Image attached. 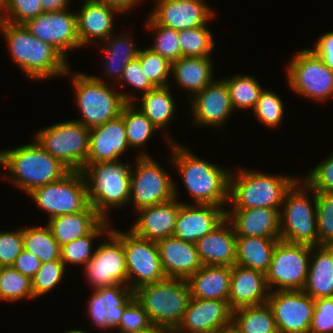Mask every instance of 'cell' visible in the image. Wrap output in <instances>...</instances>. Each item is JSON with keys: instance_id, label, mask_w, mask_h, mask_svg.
I'll list each match as a JSON object with an SVG mask.
<instances>
[{"instance_id": "obj_1", "label": "cell", "mask_w": 333, "mask_h": 333, "mask_svg": "<svg viewBox=\"0 0 333 333\" xmlns=\"http://www.w3.org/2000/svg\"><path fill=\"white\" fill-rule=\"evenodd\" d=\"M13 61L29 78L47 79L68 74L67 59L52 45L32 35L23 24L0 21Z\"/></svg>"}, {"instance_id": "obj_2", "label": "cell", "mask_w": 333, "mask_h": 333, "mask_svg": "<svg viewBox=\"0 0 333 333\" xmlns=\"http://www.w3.org/2000/svg\"><path fill=\"white\" fill-rule=\"evenodd\" d=\"M166 138L169 139L173 152L170 161L177 167L183 184L195 204L224 206L229 201L230 170L206 162L186 147L174 142L172 137Z\"/></svg>"}, {"instance_id": "obj_3", "label": "cell", "mask_w": 333, "mask_h": 333, "mask_svg": "<svg viewBox=\"0 0 333 333\" xmlns=\"http://www.w3.org/2000/svg\"><path fill=\"white\" fill-rule=\"evenodd\" d=\"M2 166L15 186L30 193L37 187L56 182L71 170L62 162L45 151L35 140L15 149L2 151Z\"/></svg>"}, {"instance_id": "obj_4", "label": "cell", "mask_w": 333, "mask_h": 333, "mask_svg": "<svg viewBox=\"0 0 333 333\" xmlns=\"http://www.w3.org/2000/svg\"><path fill=\"white\" fill-rule=\"evenodd\" d=\"M132 165L121 160L85 165L81 170L90 205L103 218L107 211L129 203ZM110 208V209H109Z\"/></svg>"}, {"instance_id": "obj_5", "label": "cell", "mask_w": 333, "mask_h": 333, "mask_svg": "<svg viewBox=\"0 0 333 333\" xmlns=\"http://www.w3.org/2000/svg\"><path fill=\"white\" fill-rule=\"evenodd\" d=\"M237 175L230 174L229 201L232 209L267 207L279 209L286 192L300 178L258 173L242 168ZM235 175V177H233ZM280 206V207H279Z\"/></svg>"}, {"instance_id": "obj_6", "label": "cell", "mask_w": 333, "mask_h": 333, "mask_svg": "<svg viewBox=\"0 0 333 333\" xmlns=\"http://www.w3.org/2000/svg\"><path fill=\"white\" fill-rule=\"evenodd\" d=\"M134 298L146 311L152 325L177 329L191 298L187 280L166 278L134 291Z\"/></svg>"}, {"instance_id": "obj_7", "label": "cell", "mask_w": 333, "mask_h": 333, "mask_svg": "<svg viewBox=\"0 0 333 333\" xmlns=\"http://www.w3.org/2000/svg\"><path fill=\"white\" fill-rule=\"evenodd\" d=\"M72 77L78 109L83 115L76 121L89 129L118 117L123 106L136 99L126 93L113 92L99 77L84 73H76Z\"/></svg>"}, {"instance_id": "obj_8", "label": "cell", "mask_w": 333, "mask_h": 333, "mask_svg": "<svg viewBox=\"0 0 333 333\" xmlns=\"http://www.w3.org/2000/svg\"><path fill=\"white\" fill-rule=\"evenodd\" d=\"M301 181L303 184L297 180L285 194L282 203V207L285 209L283 208V212L279 213L280 238L290 243L317 246L319 245V238L316 192L312 190L305 181ZM298 184H302L304 187ZM308 192H312L313 194V204L310 203L311 200L307 196L308 194H305Z\"/></svg>"}, {"instance_id": "obj_9", "label": "cell", "mask_w": 333, "mask_h": 333, "mask_svg": "<svg viewBox=\"0 0 333 333\" xmlns=\"http://www.w3.org/2000/svg\"><path fill=\"white\" fill-rule=\"evenodd\" d=\"M90 129L75 120L38 130L36 141L71 171H81L88 157Z\"/></svg>"}, {"instance_id": "obj_10", "label": "cell", "mask_w": 333, "mask_h": 333, "mask_svg": "<svg viewBox=\"0 0 333 333\" xmlns=\"http://www.w3.org/2000/svg\"><path fill=\"white\" fill-rule=\"evenodd\" d=\"M28 195L39 209L49 213L48 219L86 211L91 206L81 171H70L62 179L37 187Z\"/></svg>"}, {"instance_id": "obj_11", "label": "cell", "mask_w": 333, "mask_h": 333, "mask_svg": "<svg viewBox=\"0 0 333 333\" xmlns=\"http://www.w3.org/2000/svg\"><path fill=\"white\" fill-rule=\"evenodd\" d=\"M131 170L130 201L134 209L162 204L174 197L177 199L176 186L164 169L148 155L140 152Z\"/></svg>"}, {"instance_id": "obj_12", "label": "cell", "mask_w": 333, "mask_h": 333, "mask_svg": "<svg viewBox=\"0 0 333 333\" xmlns=\"http://www.w3.org/2000/svg\"><path fill=\"white\" fill-rule=\"evenodd\" d=\"M312 246L278 240L265 273L270 290H302L305 286Z\"/></svg>"}, {"instance_id": "obj_13", "label": "cell", "mask_w": 333, "mask_h": 333, "mask_svg": "<svg viewBox=\"0 0 333 333\" xmlns=\"http://www.w3.org/2000/svg\"><path fill=\"white\" fill-rule=\"evenodd\" d=\"M292 58L287 79L295 92L317 102L333 96V70L312 49H302Z\"/></svg>"}, {"instance_id": "obj_14", "label": "cell", "mask_w": 333, "mask_h": 333, "mask_svg": "<svg viewBox=\"0 0 333 333\" xmlns=\"http://www.w3.org/2000/svg\"><path fill=\"white\" fill-rule=\"evenodd\" d=\"M123 242L126 256L127 284L135 291L139 287L166 279L157 243L129 232L112 229ZM132 278V280H131Z\"/></svg>"}, {"instance_id": "obj_15", "label": "cell", "mask_w": 333, "mask_h": 333, "mask_svg": "<svg viewBox=\"0 0 333 333\" xmlns=\"http://www.w3.org/2000/svg\"><path fill=\"white\" fill-rule=\"evenodd\" d=\"M108 241L100 243L86 263L85 275L93 289L127 285L126 256L122 239L111 229Z\"/></svg>"}, {"instance_id": "obj_16", "label": "cell", "mask_w": 333, "mask_h": 333, "mask_svg": "<svg viewBox=\"0 0 333 333\" xmlns=\"http://www.w3.org/2000/svg\"><path fill=\"white\" fill-rule=\"evenodd\" d=\"M267 304L279 333H308L315 300L303 290H272Z\"/></svg>"}, {"instance_id": "obj_17", "label": "cell", "mask_w": 333, "mask_h": 333, "mask_svg": "<svg viewBox=\"0 0 333 333\" xmlns=\"http://www.w3.org/2000/svg\"><path fill=\"white\" fill-rule=\"evenodd\" d=\"M68 9L58 12H43L23 25L39 40L56 48L65 58L68 50L80 48L77 35L76 13Z\"/></svg>"}, {"instance_id": "obj_18", "label": "cell", "mask_w": 333, "mask_h": 333, "mask_svg": "<svg viewBox=\"0 0 333 333\" xmlns=\"http://www.w3.org/2000/svg\"><path fill=\"white\" fill-rule=\"evenodd\" d=\"M233 310L228 301L190 298L177 333H222L232 327Z\"/></svg>"}, {"instance_id": "obj_19", "label": "cell", "mask_w": 333, "mask_h": 333, "mask_svg": "<svg viewBox=\"0 0 333 333\" xmlns=\"http://www.w3.org/2000/svg\"><path fill=\"white\" fill-rule=\"evenodd\" d=\"M150 17L176 31L207 25L214 12L203 0H157Z\"/></svg>"}, {"instance_id": "obj_20", "label": "cell", "mask_w": 333, "mask_h": 333, "mask_svg": "<svg viewBox=\"0 0 333 333\" xmlns=\"http://www.w3.org/2000/svg\"><path fill=\"white\" fill-rule=\"evenodd\" d=\"M225 218L226 210L223 206L187 204L179 201V214L173 236L185 242L196 243Z\"/></svg>"}, {"instance_id": "obj_21", "label": "cell", "mask_w": 333, "mask_h": 333, "mask_svg": "<svg viewBox=\"0 0 333 333\" xmlns=\"http://www.w3.org/2000/svg\"><path fill=\"white\" fill-rule=\"evenodd\" d=\"M194 124L220 127L235 109L232 106L226 82L213 80L192 97Z\"/></svg>"}, {"instance_id": "obj_22", "label": "cell", "mask_w": 333, "mask_h": 333, "mask_svg": "<svg viewBox=\"0 0 333 333\" xmlns=\"http://www.w3.org/2000/svg\"><path fill=\"white\" fill-rule=\"evenodd\" d=\"M129 148L123 116L90 128L88 157L85 165L117 161Z\"/></svg>"}, {"instance_id": "obj_23", "label": "cell", "mask_w": 333, "mask_h": 333, "mask_svg": "<svg viewBox=\"0 0 333 333\" xmlns=\"http://www.w3.org/2000/svg\"><path fill=\"white\" fill-rule=\"evenodd\" d=\"M156 243L167 278L187 280L202 267L196 243L185 242L175 236Z\"/></svg>"}, {"instance_id": "obj_24", "label": "cell", "mask_w": 333, "mask_h": 333, "mask_svg": "<svg viewBox=\"0 0 333 333\" xmlns=\"http://www.w3.org/2000/svg\"><path fill=\"white\" fill-rule=\"evenodd\" d=\"M137 222L130 228L136 236L158 242L173 236L179 214V201L174 197L168 202L141 208Z\"/></svg>"}, {"instance_id": "obj_25", "label": "cell", "mask_w": 333, "mask_h": 333, "mask_svg": "<svg viewBox=\"0 0 333 333\" xmlns=\"http://www.w3.org/2000/svg\"><path fill=\"white\" fill-rule=\"evenodd\" d=\"M269 294L264 273L237 264L231 267L228 302L233 311L242 307L265 304Z\"/></svg>"}, {"instance_id": "obj_26", "label": "cell", "mask_w": 333, "mask_h": 333, "mask_svg": "<svg viewBox=\"0 0 333 333\" xmlns=\"http://www.w3.org/2000/svg\"><path fill=\"white\" fill-rule=\"evenodd\" d=\"M230 210V211H229ZM280 209H226L237 237L280 238Z\"/></svg>"}, {"instance_id": "obj_27", "label": "cell", "mask_w": 333, "mask_h": 333, "mask_svg": "<svg viewBox=\"0 0 333 333\" xmlns=\"http://www.w3.org/2000/svg\"><path fill=\"white\" fill-rule=\"evenodd\" d=\"M229 223L225 218L215 229L196 242L202 265L232 267L236 263L237 236L232 223Z\"/></svg>"}, {"instance_id": "obj_28", "label": "cell", "mask_w": 333, "mask_h": 333, "mask_svg": "<svg viewBox=\"0 0 333 333\" xmlns=\"http://www.w3.org/2000/svg\"><path fill=\"white\" fill-rule=\"evenodd\" d=\"M120 13L116 8L97 0L84 1L76 13L77 35L80 47L94 43V39L106 40L114 31V14Z\"/></svg>"}, {"instance_id": "obj_29", "label": "cell", "mask_w": 333, "mask_h": 333, "mask_svg": "<svg viewBox=\"0 0 333 333\" xmlns=\"http://www.w3.org/2000/svg\"><path fill=\"white\" fill-rule=\"evenodd\" d=\"M192 298L204 300H229L231 267L202 265L187 279Z\"/></svg>"}, {"instance_id": "obj_30", "label": "cell", "mask_w": 333, "mask_h": 333, "mask_svg": "<svg viewBox=\"0 0 333 333\" xmlns=\"http://www.w3.org/2000/svg\"><path fill=\"white\" fill-rule=\"evenodd\" d=\"M302 290L314 300L333 296V245L312 246L309 271Z\"/></svg>"}, {"instance_id": "obj_31", "label": "cell", "mask_w": 333, "mask_h": 333, "mask_svg": "<svg viewBox=\"0 0 333 333\" xmlns=\"http://www.w3.org/2000/svg\"><path fill=\"white\" fill-rule=\"evenodd\" d=\"M210 57H181L171 64V73L177 85L192 92V97L214 80Z\"/></svg>"}, {"instance_id": "obj_32", "label": "cell", "mask_w": 333, "mask_h": 333, "mask_svg": "<svg viewBox=\"0 0 333 333\" xmlns=\"http://www.w3.org/2000/svg\"><path fill=\"white\" fill-rule=\"evenodd\" d=\"M103 218L90 206L86 211L60 215L48 220L52 235L62 246L89 234Z\"/></svg>"}, {"instance_id": "obj_33", "label": "cell", "mask_w": 333, "mask_h": 333, "mask_svg": "<svg viewBox=\"0 0 333 333\" xmlns=\"http://www.w3.org/2000/svg\"><path fill=\"white\" fill-rule=\"evenodd\" d=\"M281 238L237 237L236 263L266 273Z\"/></svg>"}, {"instance_id": "obj_34", "label": "cell", "mask_w": 333, "mask_h": 333, "mask_svg": "<svg viewBox=\"0 0 333 333\" xmlns=\"http://www.w3.org/2000/svg\"><path fill=\"white\" fill-rule=\"evenodd\" d=\"M232 328L238 333H279L267 303L234 310Z\"/></svg>"}, {"instance_id": "obj_35", "label": "cell", "mask_w": 333, "mask_h": 333, "mask_svg": "<svg viewBox=\"0 0 333 333\" xmlns=\"http://www.w3.org/2000/svg\"><path fill=\"white\" fill-rule=\"evenodd\" d=\"M139 109L160 130L172 120L175 103L168 86L155 87L142 94Z\"/></svg>"}, {"instance_id": "obj_36", "label": "cell", "mask_w": 333, "mask_h": 333, "mask_svg": "<svg viewBox=\"0 0 333 333\" xmlns=\"http://www.w3.org/2000/svg\"><path fill=\"white\" fill-rule=\"evenodd\" d=\"M103 48L106 58V72L111 77L120 80L123 75L124 68L128 63L138 57L140 49H136V44L127 35L118 38L110 35L105 41ZM106 44H108L106 46Z\"/></svg>"}, {"instance_id": "obj_37", "label": "cell", "mask_w": 333, "mask_h": 333, "mask_svg": "<svg viewBox=\"0 0 333 333\" xmlns=\"http://www.w3.org/2000/svg\"><path fill=\"white\" fill-rule=\"evenodd\" d=\"M24 250L37 256L41 263L61 259V246L54 239L50 227L23 228Z\"/></svg>"}, {"instance_id": "obj_38", "label": "cell", "mask_w": 333, "mask_h": 333, "mask_svg": "<svg viewBox=\"0 0 333 333\" xmlns=\"http://www.w3.org/2000/svg\"><path fill=\"white\" fill-rule=\"evenodd\" d=\"M121 115L124 119L126 138L130 148H142L153 132L159 130L134 102H127L122 108Z\"/></svg>"}, {"instance_id": "obj_39", "label": "cell", "mask_w": 333, "mask_h": 333, "mask_svg": "<svg viewBox=\"0 0 333 333\" xmlns=\"http://www.w3.org/2000/svg\"><path fill=\"white\" fill-rule=\"evenodd\" d=\"M108 219H103L89 234L61 246V260L66 264L86 265L93 257V241L99 235H106L111 230L107 224ZM110 228V229H109Z\"/></svg>"}, {"instance_id": "obj_40", "label": "cell", "mask_w": 333, "mask_h": 333, "mask_svg": "<svg viewBox=\"0 0 333 333\" xmlns=\"http://www.w3.org/2000/svg\"><path fill=\"white\" fill-rule=\"evenodd\" d=\"M229 90L233 108H255L261 91L264 89L254 77L236 75L223 79Z\"/></svg>"}, {"instance_id": "obj_41", "label": "cell", "mask_w": 333, "mask_h": 333, "mask_svg": "<svg viewBox=\"0 0 333 333\" xmlns=\"http://www.w3.org/2000/svg\"><path fill=\"white\" fill-rule=\"evenodd\" d=\"M182 57H206L213 51L215 42L207 25L178 31Z\"/></svg>"}, {"instance_id": "obj_42", "label": "cell", "mask_w": 333, "mask_h": 333, "mask_svg": "<svg viewBox=\"0 0 333 333\" xmlns=\"http://www.w3.org/2000/svg\"><path fill=\"white\" fill-rule=\"evenodd\" d=\"M24 298L34 299L31 279L12 266L0 270V300L15 302Z\"/></svg>"}, {"instance_id": "obj_43", "label": "cell", "mask_w": 333, "mask_h": 333, "mask_svg": "<svg viewBox=\"0 0 333 333\" xmlns=\"http://www.w3.org/2000/svg\"><path fill=\"white\" fill-rule=\"evenodd\" d=\"M147 28L155 31V42L149 48L167 58L171 63L182 57L179 45L178 31L162 25H158L149 15L146 21Z\"/></svg>"}, {"instance_id": "obj_44", "label": "cell", "mask_w": 333, "mask_h": 333, "mask_svg": "<svg viewBox=\"0 0 333 333\" xmlns=\"http://www.w3.org/2000/svg\"><path fill=\"white\" fill-rule=\"evenodd\" d=\"M144 75L155 87L168 86V78L171 73V62L152 51L150 48L139 50L138 57Z\"/></svg>"}, {"instance_id": "obj_45", "label": "cell", "mask_w": 333, "mask_h": 333, "mask_svg": "<svg viewBox=\"0 0 333 333\" xmlns=\"http://www.w3.org/2000/svg\"><path fill=\"white\" fill-rule=\"evenodd\" d=\"M253 112L262 124L269 128H275L281 124L284 117V104L282 99L272 90L263 89Z\"/></svg>"}, {"instance_id": "obj_46", "label": "cell", "mask_w": 333, "mask_h": 333, "mask_svg": "<svg viewBox=\"0 0 333 333\" xmlns=\"http://www.w3.org/2000/svg\"><path fill=\"white\" fill-rule=\"evenodd\" d=\"M65 265L61 259L41 263L40 269L31 279L34 298L50 292L62 280Z\"/></svg>"}, {"instance_id": "obj_47", "label": "cell", "mask_w": 333, "mask_h": 333, "mask_svg": "<svg viewBox=\"0 0 333 333\" xmlns=\"http://www.w3.org/2000/svg\"><path fill=\"white\" fill-rule=\"evenodd\" d=\"M319 245H333V193L316 192Z\"/></svg>"}, {"instance_id": "obj_48", "label": "cell", "mask_w": 333, "mask_h": 333, "mask_svg": "<svg viewBox=\"0 0 333 333\" xmlns=\"http://www.w3.org/2000/svg\"><path fill=\"white\" fill-rule=\"evenodd\" d=\"M43 12L41 0H8L7 8L0 15V21L24 24Z\"/></svg>"}, {"instance_id": "obj_49", "label": "cell", "mask_w": 333, "mask_h": 333, "mask_svg": "<svg viewBox=\"0 0 333 333\" xmlns=\"http://www.w3.org/2000/svg\"><path fill=\"white\" fill-rule=\"evenodd\" d=\"M152 326L146 311L134 299L125 309L117 327L120 333H140Z\"/></svg>"}, {"instance_id": "obj_50", "label": "cell", "mask_w": 333, "mask_h": 333, "mask_svg": "<svg viewBox=\"0 0 333 333\" xmlns=\"http://www.w3.org/2000/svg\"><path fill=\"white\" fill-rule=\"evenodd\" d=\"M303 181L315 192L333 193V154L313 168Z\"/></svg>"}, {"instance_id": "obj_51", "label": "cell", "mask_w": 333, "mask_h": 333, "mask_svg": "<svg viewBox=\"0 0 333 333\" xmlns=\"http://www.w3.org/2000/svg\"><path fill=\"white\" fill-rule=\"evenodd\" d=\"M24 250L23 229L0 232V266L9 267Z\"/></svg>"}, {"instance_id": "obj_52", "label": "cell", "mask_w": 333, "mask_h": 333, "mask_svg": "<svg viewBox=\"0 0 333 333\" xmlns=\"http://www.w3.org/2000/svg\"><path fill=\"white\" fill-rule=\"evenodd\" d=\"M310 333H333V296L315 300Z\"/></svg>"}, {"instance_id": "obj_53", "label": "cell", "mask_w": 333, "mask_h": 333, "mask_svg": "<svg viewBox=\"0 0 333 333\" xmlns=\"http://www.w3.org/2000/svg\"><path fill=\"white\" fill-rule=\"evenodd\" d=\"M144 74V70H142L140 65V60L135 58L124 68L120 82H125L136 88V90L139 89L140 91H143L144 94L155 88Z\"/></svg>"}, {"instance_id": "obj_54", "label": "cell", "mask_w": 333, "mask_h": 333, "mask_svg": "<svg viewBox=\"0 0 333 333\" xmlns=\"http://www.w3.org/2000/svg\"><path fill=\"white\" fill-rule=\"evenodd\" d=\"M126 286V287H125ZM104 299L106 307L128 306L135 298L134 291L128 285L118 284L111 287L95 289Z\"/></svg>"}, {"instance_id": "obj_55", "label": "cell", "mask_w": 333, "mask_h": 333, "mask_svg": "<svg viewBox=\"0 0 333 333\" xmlns=\"http://www.w3.org/2000/svg\"><path fill=\"white\" fill-rule=\"evenodd\" d=\"M94 293L88 299L87 311L93 325L100 329H107V308L102 296L94 289Z\"/></svg>"}, {"instance_id": "obj_56", "label": "cell", "mask_w": 333, "mask_h": 333, "mask_svg": "<svg viewBox=\"0 0 333 333\" xmlns=\"http://www.w3.org/2000/svg\"><path fill=\"white\" fill-rule=\"evenodd\" d=\"M12 267L20 272L22 275L32 279L33 276L41 267V261L32 253L23 250L20 255L15 259Z\"/></svg>"}, {"instance_id": "obj_57", "label": "cell", "mask_w": 333, "mask_h": 333, "mask_svg": "<svg viewBox=\"0 0 333 333\" xmlns=\"http://www.w3.org/2000/svg\"><path fill=\"white\" fill-rule=\"evenodd\" d=\"M312 49L333 70V31L322 35Z\"/></svg>"}, {"instance_id": "obj_58", "label": "cell", "mask_w": 333, "mask_h": 333, "mask_svg": "<svg viewBox=\"0 0 333 333\" xmlns=\"http://www.w3.org/2000/svg\"><path fill=\"white\" fill-rule=\"evenodd\" d=\"M127 306H112V307H106L107 308V330L110 328H117L121 317L123 315L124 309Z\"/></svg>"}, {"instance_id": "obj_59", "label": "cell", "mask_w": 333, "mask_h": 333, "mask_svg": "<svg viewBox=\"0 0 333 333\" xmlns=\"http://www.w3.org/2000/svg\"><path fill=\"white\" fill-rule=\"evenodd\" d=\"M101 3H104L106 5L112 6L119 10L120 12L125 13V11H128L129 9H133L135 5L139 3L141 0H97Z\"/></svg>"}, {"instance_id": "obj_60", "label": "cell", "mask_w": 333, "mask_h": 333, "mask_svg": "<svg viewBox=\"0 0 333 333\" xmlns=\"http://www.w3.org/2000/svg\"><path fill=\"white\" fill-rule=\"evenodd\" d=\"M70 0H41L44 12H58L67 9Z\"/></svg>"}, {"instance_id": "obj_61", "label": "cell", "mask_w": 333, "mask_h": 333, "mask_svg": "<svg viewBox=\"0 0 333 333\" xmlns=\"http://www.w3.org/2000/svg\"><path fill=\"white\" fill-rule=\"evenodd\" d=\"M140 333H177L176 329L170 327L152 325L148 330Z\"/></svg>"}, {"instance_id": "obj_62", "label": "cell", "mask_w": 333, "mask_h": 333, "mask_svg": "<svg viewBox=\"0 0 333 333\" xmlns=\"http://www.w3.org/2000/svg\"><path fill=\"white\" fill-rule=\"evenodd\" d=\"M7 5H8V0H0V9H1L0 15L1 12L4 13L5 9L7 8Z\"/></svg>"}, {"instance_id": "obj_63", "label": "cell", "mask_w": 333, "mask_h": 333, "mask_svg": "<svg viewBox=\"0 0 333 333\" xmlns=\"http://www.w3.org/2000/svg\"><path fill=\"white\" fill-rule=\"evenodd\" d=\"M222 333H238L237 331H235L232 327L224 330Z\"/></svg>"}, {"instance_id": "obj_64", "label": "cell", "mask_w": 333, "mask_h": 333, "mask_svg": "<svg viewBox=\"0 0 333 333\" xmlns=\"http://www.w3.org/2000/svg\"><path fill=\"white\" fill-rule=\"evenodd\" d=\"M65 333H88V332H85V331H81V330H69V331H67V332H65Z\"/></svg>"}, {"instance_id": "obj_65", "label": "cell", "mask_w": 333, "mask_h": 333, "mask_svg": "<svg viewBox=\"0 0 333 333\" xmlns=\"http://www.w3.org/2000/svg\"><path fill=\"white\" fill-rule=\"evenodd\" d=\"M0 167H2V151H0Z\"/></svg>"}]
</instances>
